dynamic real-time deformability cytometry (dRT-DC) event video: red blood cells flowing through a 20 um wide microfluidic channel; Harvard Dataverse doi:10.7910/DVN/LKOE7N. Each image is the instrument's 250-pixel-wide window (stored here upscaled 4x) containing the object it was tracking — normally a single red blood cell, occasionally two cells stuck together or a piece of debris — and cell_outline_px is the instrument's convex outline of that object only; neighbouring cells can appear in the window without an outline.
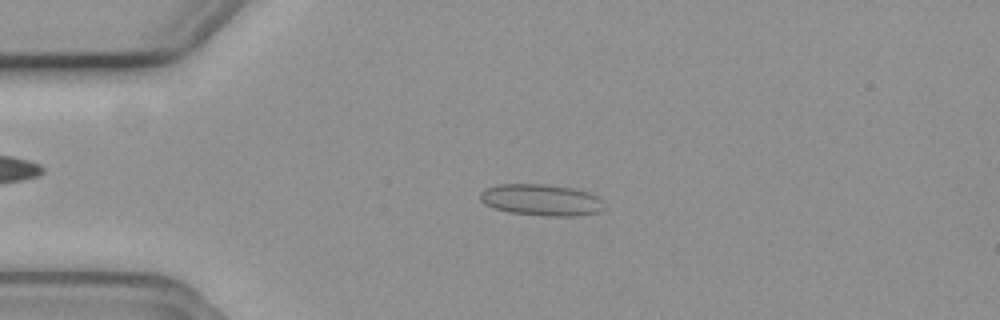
{"species": "common noctule bat (a hibernating species)", "species_latin": "Nyctalus noctula", "temperature_condition": "cold", "stored_images_in_passage": 45, "camera_frame_rate_fps": 3000, "um_per_image_px": 0.085, "animal": {"sex": "female", "body_mass_g": 19.3, "forearm_length_mm": 54.1}, "frame": {"image": 1, "passage_image": 1, "time_ms": 0.0, "image_size_px": [1000, 320], "cell_outline_px": [[604, 208], [600, 212], [576, 216], [544, 216], [508, 212], [492, 208], [484, 204], [480, 200], [480, 192], [496, 184], [544, 184], [572, 188], [588, 192], [604, 200]], "centroid_in_image_um": [46.01, 17.0], "position_along_channel_um": 39.0, "area_um2": 23.0}}
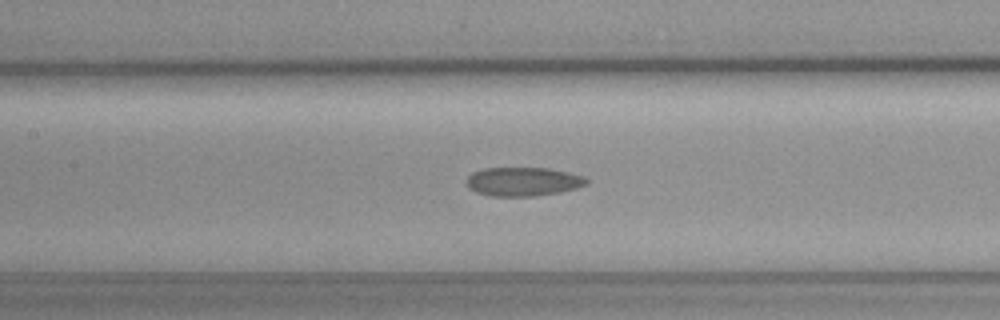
{"frame": {"image": 2, "passage_image": 14, "time_ms": 4.333, "image_size_px": [1000, 320], "cell_outline_px": [[588, 184], [576, 188], [560, 192], [536, 196], [492, 196], [476, 192], [468, 188], [468, 176], [472, 172], [484, 168], [548, 168], [568, 172], [584, 176], [588, 180]], "centroid_in_image_um": [44.48, 15.43], "position_along_channel_um": 162.9, "area_um2": 20.17}}
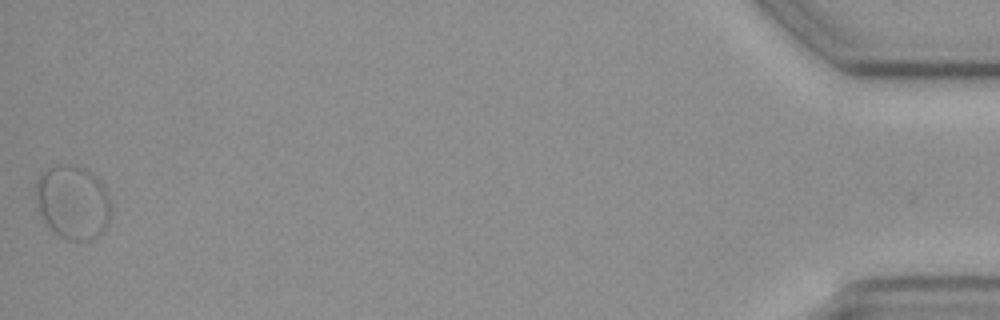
{"frame": {"image": 3, "passage_image": 45, "time_ms": 14.667, "image_size_px": [1000, 320], "cell_outline_px": [[108, 220], [100, 232], [92, 240], [68, 240], [60, 236], [44, 220], [36, 208], [36, 180], [40, 172], [56, 164], [76, 164], [84, 168], [96, 176], [104, 184], [108, 196]], "centroid_in_image_um": [6.14, 17.13], "position_along_channel_um": 429.1, "area_um2": 32.19}}